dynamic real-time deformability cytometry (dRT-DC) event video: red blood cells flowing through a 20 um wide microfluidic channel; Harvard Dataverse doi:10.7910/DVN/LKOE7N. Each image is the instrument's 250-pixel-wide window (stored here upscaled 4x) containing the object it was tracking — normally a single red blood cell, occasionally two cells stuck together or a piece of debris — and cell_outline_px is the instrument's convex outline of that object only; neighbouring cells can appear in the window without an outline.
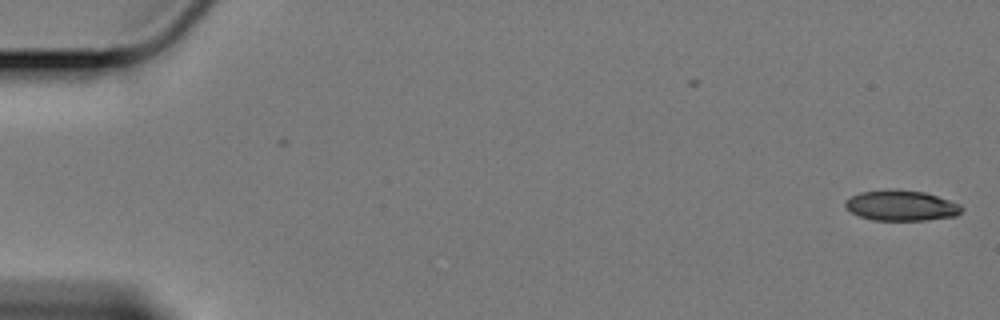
{"species": "Egyptian fruit bat (a non-hibernating species)", "species_latin": "Rousettus aegyptiacus", "temperature_condition": "cold", "stored_images_in_passage": 11, "camera_frame_rate_fps": 3000, "um_per_image_px": 0.085, "animal": {"sex": "female"}, "frame": {"image": 1, "passage_image": 1, "time_ms": 0.0, "image_size_px": [1000, 320], "cell_outline_px": [[964, 208], [956, 216], [924, 220], [876, 220], [860, 216], [852, 212], [844, 204], [844, 200], [860, 192], [884, 188], [896, 188], [924, 192], [960, 204]], "centroid_in_image_um": [76.59, 17.45], "position_along_channel_um": 8.4, "area_um2": 20.75}}